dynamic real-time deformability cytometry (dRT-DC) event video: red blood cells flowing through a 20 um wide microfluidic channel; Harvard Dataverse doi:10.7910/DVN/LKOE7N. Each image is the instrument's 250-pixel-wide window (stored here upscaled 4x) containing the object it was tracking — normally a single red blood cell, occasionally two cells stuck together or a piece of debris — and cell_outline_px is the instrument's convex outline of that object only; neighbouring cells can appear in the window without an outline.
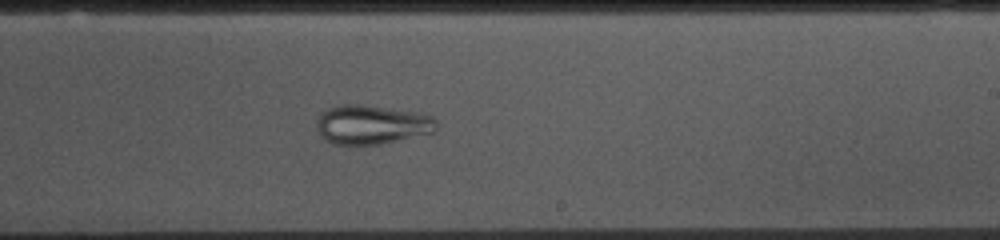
{"species": "common noctule bat (a hibernating species)", "species_latin": "Nyctalus noctula", "temperature_condition": "cold", "stored_images_in_passage": 54, "camera_frame_rate_fps": 3000, "um_per_image_px": 0.085, "animal": {"sex": "female", "body_mass_g": 10.0, "forearm_length_mm": 53.1}, "frame": {"image": 1, "passage_image": 31, "time_ms": 10.0, "image_size_px": [1000, 240], "cell_outline_px": [[436, 132], [380, 144], [332, 144], [324, 140], [320, 136], [316, 124], [320, 112], [328, 108], [344, 104], [360, 104], [424, 112], [432, 116], [436, 120]], "centroid_in_image_um": [31.61, 10.58], "position_along_channel_um": 257.4, "area_um2": 27.74}}
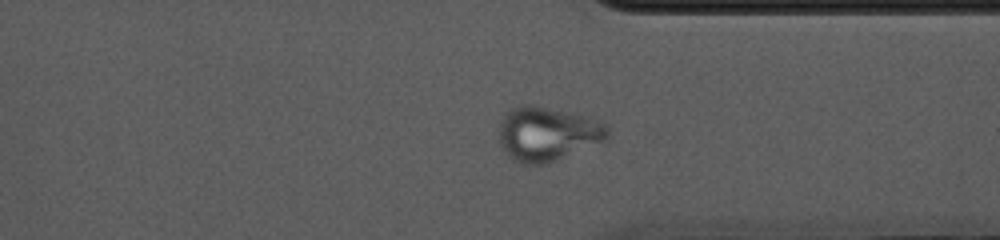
{"frame": {"image": 2, "passage_image": 40, "time_ms": 13.0, "image_size_px": [1000, 240], "cell_outline_px": [[608, 140], [548, 164], [524, 164], [512, 160], [504, 148], [500, 140], [500, 124], [504, 116], [512, 108], [520, 104], [532, 104], [576, 112], [600, 120], [608, 128]], "centroid_in_image_um": [46.59, 11.36], "position_along_channel_um": 364.8, "area_um2": 34.74}}
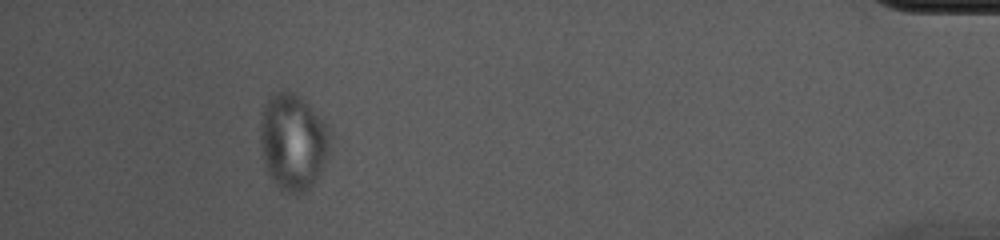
{"frame": {"image": 3, "passage_image": 49, "time_ms": 16.0, "image_size_px": [1000, 240], "cell_outline_px": [[332, 132], [328, 152], [316, 180], [304, 192], [288, 192], [280, 188], [276, 184], [268, 172], [264, 160], [260, 140], [260, 116], [264, 104], [268, 96], [276, 92], [292, 92], [300, 96], [328, 124]], "centroid_in_image_um": [24.91, 12.0], "position_along_channel_um": 410.3, "area_um2": 39.07}}